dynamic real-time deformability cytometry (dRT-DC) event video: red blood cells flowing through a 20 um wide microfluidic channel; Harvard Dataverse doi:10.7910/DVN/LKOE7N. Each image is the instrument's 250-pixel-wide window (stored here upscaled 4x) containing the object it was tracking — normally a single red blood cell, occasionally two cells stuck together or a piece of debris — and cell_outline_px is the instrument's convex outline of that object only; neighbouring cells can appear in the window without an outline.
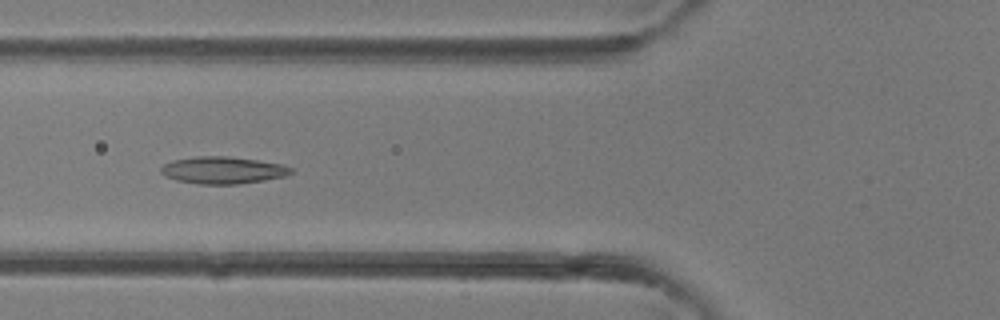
{"species": "common noctule bat (a hibernating species)", "species_latin": "Nyctalus noctula", "temperature_condition": "room temperature", "stored_images_in_passage": 35, "camera_frame_rate_fps": 3000, "um_per_image_px": 0.085, "animal": {"sex": "female"}, "frame": {"image": 1, "passage_image": 15, "time_ms": 4.667, "image_size_px": [1000, 320], "cell_outline_px": [[296, 168], [292, 172], [284, 176], [264, 180], [240, 184], [200, 184], [176, 180], [164, 176], [160, 172], [160, 168], [164, 164], [172, 160], [196, 156], [228, 156], [256, 160], [280, 164]], "centroid_in_image_um": [18.92, 14.46], "position_along_channel_um": 106.9, "area_um2": 20.58}}
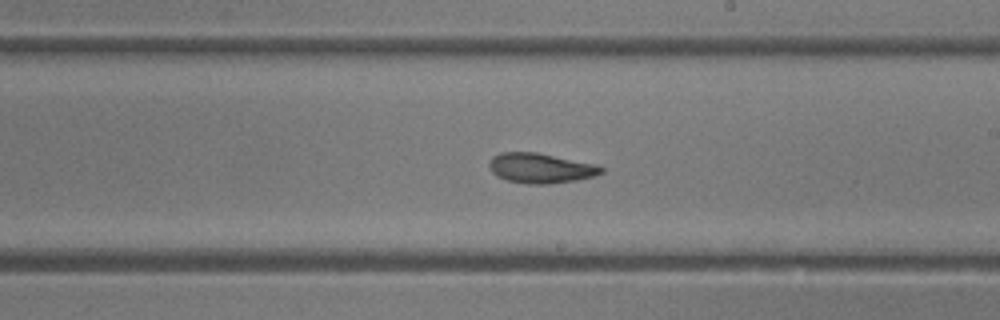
{"frame": {"image": 2, "passage_image": 23, "time_ms": 7.333, "image_size_px": [1000, 320], "cell_outline_px": [[604, 172], [592, 176], [576, 180], [548, 184], [528, 184], [508, 180], [496, 176], [492, 172], [488, 164], [492, 156], [500, 152], [536, 152], [600, 164], [604, 168]], "centroid_in_image_um": [45.97, 14.28], "position_along_channel_um": 243.0, "area_um2": 19.77}}
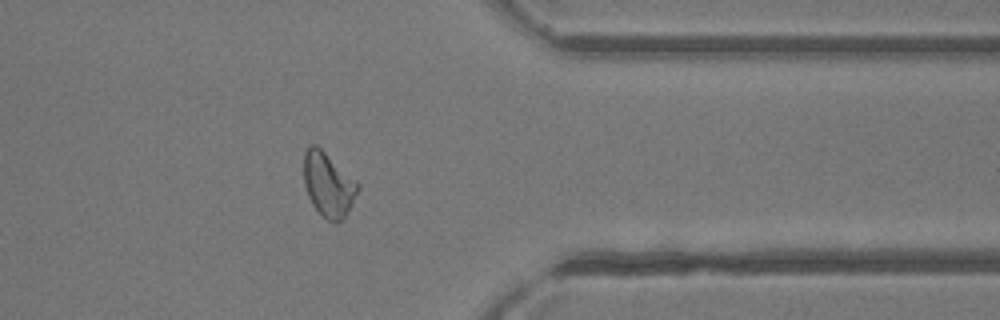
{"frame": {"image": 3, "passage_image": 32, "time_ms": 10.333, "image_size_px": [1000, 320], "cell_outline_px": [[360, 188], [352, 204], [344, 216], [336, 224], [328, 220], [312, 204], [308, 196], [304, 184], [304, 152], [308, 144], [316, 144], [356, 180], [360, 184]], "centroid_in_image_um": [27.9, 15.66], "position_along_channel_um": 383.5, "area_um2": 20.11}}